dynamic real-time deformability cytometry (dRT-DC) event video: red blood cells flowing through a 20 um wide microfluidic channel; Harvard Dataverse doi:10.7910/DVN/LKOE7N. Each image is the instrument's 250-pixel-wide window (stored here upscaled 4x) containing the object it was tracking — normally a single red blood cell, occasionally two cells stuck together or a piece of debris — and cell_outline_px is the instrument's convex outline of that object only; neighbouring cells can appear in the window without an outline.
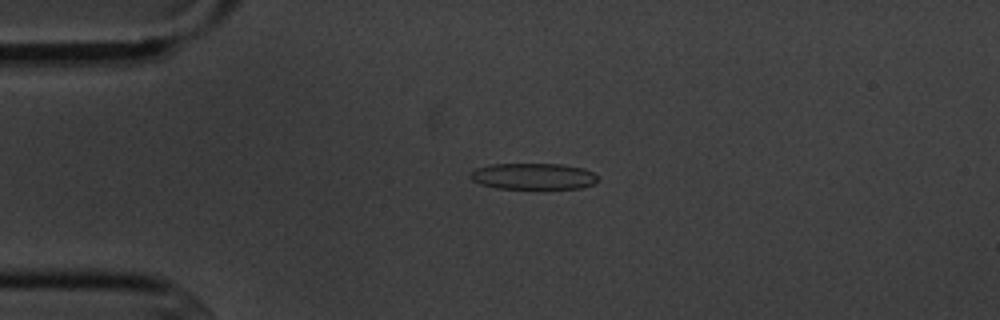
{"species": "common noctule bat (a hibernating species)", "species_latin": "Nyctalus noctula", "temperature_condition": "cold", "stored_images_in_passage": 5, "camera_frame_rate_fps": 3000, "um_per_image_px": 0.085, "animal": {"sex": "male", "body_mass_g": 20.1, "forearm_length_mm": 53.5}, "frame": {"image": 1, "passage_image": 3, "time_ms": 3.0, "image_size_px": [1000, 320], "cell_outline_px": [[596, 180], [592, 184], [580, 188], [544, 192], [536, 192], [496, 188], [480, 184], [472, 180], [468, 176], [476, 168], [492, 164], [560, 164], [584, 168], [592, 172], [596, 176]], "centroid_in_image_um": [45.32, 15.05], "position_along_channel_um": 39.7, "area_um2": 20.63}}
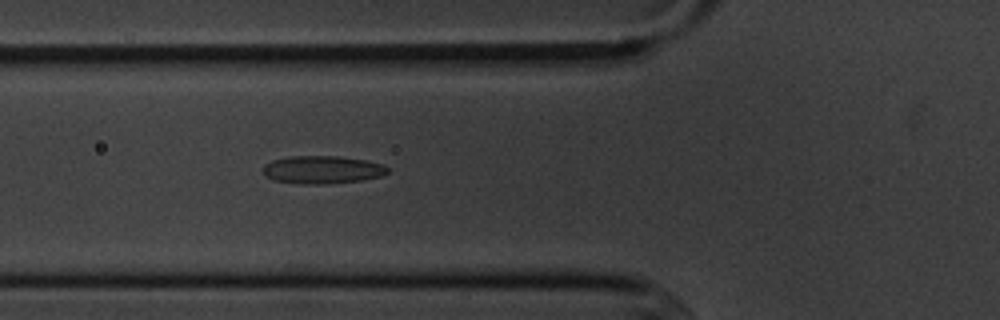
{"frame": {"image": 2, "passage_image": 5, "time_ms": 5.333, "image_size_px": [1000, 320], "cell_outline_px": [[388, 172], [380, 176], [360, 180], [324, 184], [304, 184], [272, 180], [264, 176], [264, 164], [272, 160], [288, 156], [336, 156], [364, 160], [384, 164], [388, 168]], "centroid_in_image_um": [27.36, 14.42], "position_along_channel_um": 98.4, "area_um2": 20.17}}